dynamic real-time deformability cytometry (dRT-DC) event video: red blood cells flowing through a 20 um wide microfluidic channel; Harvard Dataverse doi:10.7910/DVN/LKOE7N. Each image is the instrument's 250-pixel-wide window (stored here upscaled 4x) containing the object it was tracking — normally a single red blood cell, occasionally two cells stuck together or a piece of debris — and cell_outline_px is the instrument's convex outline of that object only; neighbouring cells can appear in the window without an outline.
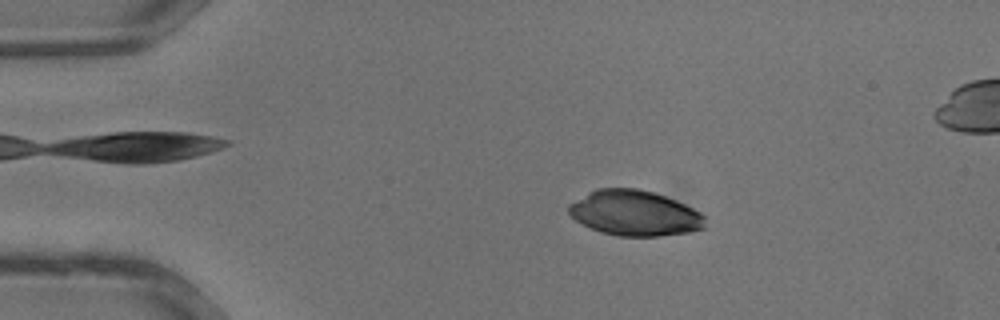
{"species": "common noctule bat (a hibernating species)", "species_latin": "Nyctalus noctula", "temperature_condition": "warm", "stored_images_in_passage": 32, "camera_frame_rate_fps": 3000, "um_per_image_px": 0.085, "animal": {"sex": "male", "body_mass_g": 13.3}, "frame": {"image": 1, "passage_image": 3, "time_ms": 0.667, "image_size_px": [1000, 320], "cell_outline_px": [[708, 228], [688, 232], [656, 236], [616, 236], [600, 232], [576, 220], [568, 212], [568, 204], [588, 192], [596, 188], [636, 188], [652, 192], [676, 200], [700, 212], [704, 216]], "centroid_in_image_um": [53.95, 18.12], "position_along_channel_um": 31.0, "area_um2": 36.07}}